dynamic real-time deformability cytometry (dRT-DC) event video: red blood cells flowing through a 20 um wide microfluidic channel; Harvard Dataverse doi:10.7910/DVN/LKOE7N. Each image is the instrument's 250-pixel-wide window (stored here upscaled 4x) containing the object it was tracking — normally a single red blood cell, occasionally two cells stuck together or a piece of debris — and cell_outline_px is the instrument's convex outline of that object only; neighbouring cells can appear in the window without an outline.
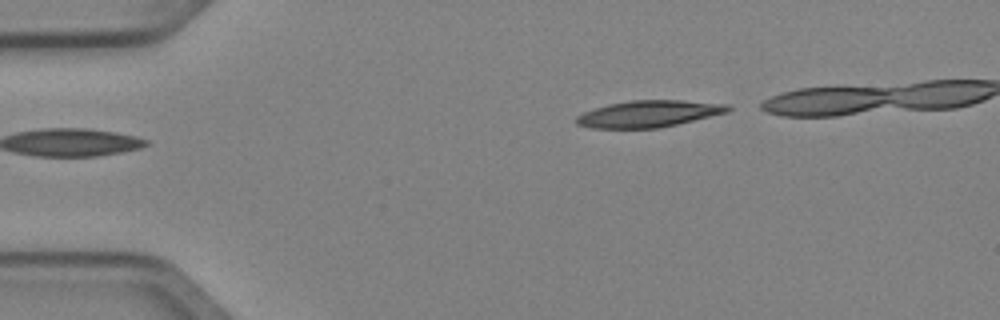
{"species": "Egyptian fruit bat (a non-hibernating species)", "species_latin": "Rousettus aegyptiacus", "temperature_condition": "cold", "stored_images_in_passage": 5, "segment_of_instrument_passage": [2, 2], "camera_frame_rate_fps": 3000, "um_per_image_px": 0.085, "animal": {"sex": "female"}, "frame": {"image": 1, "passage_image": 5, "time_ms": 1.333, "image_size_px": [1000, 320], "cell_outline_px": [[732, 108], [728, 112], [660, 128], [592, 128], [576, 124], [576, 116], [584, 112], [608, 104], [628, 100], [680, 100], [728, 104]], "centroid_in_image_um": [55.14, 9.67], "position_along_channel_um": 29.9, "area_um2": 23.52}}